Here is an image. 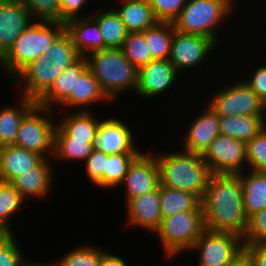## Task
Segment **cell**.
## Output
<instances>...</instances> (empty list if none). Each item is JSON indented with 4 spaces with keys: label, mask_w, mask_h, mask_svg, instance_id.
Wrapping results in <instances>:
<instances>
[{
    "label": "cell",
    "mask_w": 266,
    "mask_h": 266,
    "mask_svg": "<svg viewBox=\"0 0 266 266\" xmlns=\"http://www.w3.org/2000/svg\"><path fill=\"white\" fill-rule=\"evenodd\" d=\"M227 266H252L251 259L248 254L243 250L238 256L230 262Z\"/></svg>",
    "instance_id": "c3c4849f"
},
{
    "label": "cell",
    "mask_w": 266,
    "mask_h": 266,
    "mask_svg": "<svg viewBox=\"0 0 266 266\" xmlns=\"http://www.w3.org/2000/svg\"><path fill=\"white\" fill-rule=\"evenodd\" d=\"M243 250L251 259L252 266H266V243L244 244Z\"/></svg>",
    "instance_id": "bcb514c9"
},
{
    "label": "cell",
    "mask_w": 266,
    "mask_h": 266,
    "mask_svg": "<svg viewBox=\"0 0 266 266\" xmlns=\"http://www.w3.org/2000/svg\"><path fill=\"white\" fill-rule=\"evenodd\" d=\"M121 185L126 189L125 204L132 198L157 189L160 185V171L154 152L142 151L129 166Z\"/></svg>",
    "instance_id": "7c38bea8"
},
{
    "label": "cell",
    "mask_w": 266,
    "mask_h": 266,
    "mask_svg": "<svg viewBox=\"0 0 266 266\" xmlns=\"http://www.w3.org/2000/svg\"><path fill=\"white\" fill-rule=\"evenodd\" d=\"M89 0H59L60 2V22L81 17V11Z\"/></svg>",
    "instance_id": "f6af8a7d"
},
{
    "label": "cell",
    "mask_w": 266,
    "mask_h": 266,
    "mask_svg": "<svg viewBox=\"0 0 266 266\" xmlns=\"http://www.w3.org/2000/svg\"><path fill=\"white\" fill-rule=\"evenodd\" d=\"M105 250L91 244L78 246L55 261L57 266H99Z\"/></svg>",
    "instance_id": "e575fe53"
},
{
    "label": "cell",
    "mask_w": 266,
    "mask_h": 266,
    "mask_svg": "<svg viewBox=\"0 0 266 266\" xmlns=\"http://www.w3.org/2000/svg\"><path fill=\"white\" fill-rule=\"evenodd\" d=\"M66 68L51 64V60L46 55H41L11 81L15 82L12 83L15 86H21V96L37 101Z\"/></svg>",
    "instance_id": "4fadbf2b"
},
{
    "label": "cell",
    "mask_w": 266,
    "mask_h": 266,
    "mask_svg": "<svg viewBox=\"0 0 266 266\" xmlns=\"http://www.w3.org/2000/svg\"><path fill=\"white\" fill-rule=\"evenodd\" d=\"M264 117H265V121H266V101L264 102Z\"/></svg>",
    "instance_id": "f907efd6"
},
{
    "label": "cell",
    "mask_w": 266,
    "mask_h": 266,
    "mask_svg": "<svg viewBox=\"0 0 266 266\" xmlns=\"http://www.w3.org/2000/svg\"><path fill=\"white\" fill-rule=\"evenodd\" d=\"M218 43L208 37L174 31L168 60L180 75L183 71L195 68L209 59ZM211 52V53H210Z\"/></svg>",
    "instance_id": "8fae6325"
},
{
    "label": "cell",
    "mask_w": 266,
    "mask_h": 266,
    "mask_svg": "<svg viewBox=\"0 0 266 266\" xmlns=\"http://www.w3.org/2000/svg\"><path fill=\"white\" fill-rule=\"evenodd\" d=\"M26 201L11 183L0 181V234L14 233L10 218L22 210Z\"/></svg>",
    "instance_id": "d6a6232c"
},
{
    "label": "cell",
    "mask_w": 266,
    "mask_h": 266,
    "mask_svg": "<svg viewBox=\"0 0 266 266\" xmlns=\"http://www.w3.org/2000/svg\"><path fill=\"white\" fill-rule=\"evenodd\" d=\"M87 69L85 57H80L55 79L51 87L36 101V104L55 110V106H58L70 94V91H74L76 79Z\"/></svg>",
    "instance_id": "603a6c76"
},
{
    "label": "cell",
    "mask_w": 266,
    "mask_h": 266,
    "mask_svg": "<svg viewBox=\"0 0 266 266\" xmlns=\"http://www.w3.org/2000/svg\"><path fill=\"white\" fill-rule=\"evenodd\" d=\"M244 211L249 218L266 208V173L246 170L240 173Z\"/></svg>",
    "instance_id": "484cf974"
},
{
    "label": "cell",
    "mask_w": 266,
    "mask_h": 266,
    "mask_svg": "<svg viewBox=\"0 0 266 266\" xmlns=\"http://www.w3.org/2000/svg\"><path fill=\"white\" fill-rule=\"evenodd\" d=\"M43 159L41 155L15 145L0 147V181L11 183L17 176L36 167Z\"/></svg>",
    "instance_id": "44dd1931"
},
{
    "label": "cell",
    "mask_w": 266,
    "mask_h": 266,
    "mask_svg": "<svg viewBox=\"0 0 266 266\" xmlns=\"http://www.w3.org/2000/svg\"><path fill=\"white\" fill-rule=\"evenodd\" d=\"M33 262V263H32ZM28 262V260L24 263V266H57V264L55 263V261L53 263H41V262Z\"/></svg>",
    "instance_id": "681fc988"
},
{
    "label": "cell",
    "mask_w": 266,
    "mask_h": 266,
    "mask_svg": "<svg viewBox=\"0 0 266 266\" xmlns=\"http://www.w3.org/2000/svg\"><path fill=\"white\" fill-rule=\"evenodd\" d=\"M54 111L56 113V110L36 104L21 121L14 145L43 158H52L56 128V122L52 118L57 117Z\"/></svg>",
    "instance_id": "52a82bcc"
},
{
    "label": "cell",
    "mask_w": 266,
    "mask_h": 266,
    "mask_svg": "<svg viewBox=\"0 0 266 266\" xmlns=\"http://www.w3.org/2000/svg\"><path fill=\"white\" fill-rule=\"evenodd\" d=\"M121 49L124 56L138 69L154 60L142 32L128 33Z\"/></svg>",
    "instance_id": "d590c367"
},
{
    "label": "cell",
    "mask_w": 266,
    "mask_h": 266,
    "mask_svg": "<svg viewBox=\"0 0 266 266\" xmlns=\"http://www.w3.org/2000/svg\"><path fill=\"white\" fill-rule=\"evenodd\" d=\"M126 221L129 227L141 228L155 233L160 227V185L157 189L132 198L126 205Z\"/></svg>",
    "instance_id": "e0dca14e"
},
{
    "label": "cell",
    "mask_w": 266,
    "mask_h": 266,
    "mask_svg": "<svg viewBox=\"0 0 266 266\" xmlns=\"http://www.w3.org/2000/svg\"><path fill=\"white\" fill-rule=\"evenodd\" d=\"M205 229L241 237L247 230L240 174H211L201 200Z\"/></svg>",
    "instance_id": "6da1fadb"
},
{
    "label": "cell",
    "mask_w": 266,
    "mask_h": 266,
    "mask_svg": "<svg viewBox=\"0 0 266 266\" xmlns=\"http://www.w3.org/2000/svg\"><path fill=\"white\" fill-rule=\"evenodd\" d=\"M154 154L161 185L193 193L202 200L212 173L201 154L183 149Z\"/></svg>",
    "instance_id": "3957f363"
},
{
    "label": "cell",
    "mask_w": 266,
    "mask_h": 266,
    "mask_svg": "<svg viewBox=\"0 0 266 266\" xmlns=\"http://www.w3.org/2000/svg\"><path fill=\"white\" fill-rule=\"evenodd\" d=\"M90 15L97 21L104 38V48H121L127 38V30L114 8L98 9ZM103 11V12H102Z\"/></svg>",
    "instance_id": "4dcf8cb0"
},
{
    "label": "cell",
    "mask_w": 266,
    "mask_h": 266,
    "mask_svg": "<svg viewBox=\"0 0 266 266\" xmlns=\"http://www.w3.org/2000/svg\"><path fill=\"white\" fill-rule=\"evenodd\" d=\"M160 211L162 218H166L184 211L203 210L201 200L195 194L160 184Z\"/></svg>",
    "instance_id": "f546056e"
},
{
    "label": "cell",
    "mask_w": 266,
    "mask_h": 266,
    "mask_svg": "<svg viewBox=\"0 0 266 266\" xmlns=\"http://www.w3.org/2000/svg\"><path fill=\"white\" fill-rule=\"evenodd\" d=\"M65 31L64 22L33 20L15 43L0 58L5 76L13 80L27 65L45 55L55 40Z\"/></svg>",
    "instance_id": "7a4b0ae2"
},
{
    "label": "cell",
    "mask_w": 266,
    "mask_h": 266,
    "mask_svg": "<svg viewBox=\"0 0 266 266\" xmlns=\"http://www.w3.org/2000/svg\"><path fill=\"white\" fill-rule=\"evenodd\" d=\"M49 160L44 158L36 167L17 176L11 184L27 200L28 198L46 199L51 192L54 169ZM53 172V173H52ZM52 182V183H51Z\"/></svg>",
    "instance_id": "ffe728a7"
},
{
    "label": "cell",
    "mask_w": 266,
    "mask_h": 266,
    "mask_svg": "<svg viewBox=\"0 0 266 266\" xmlns=\"http://www.w3.org/2000/svg\"><path fill=\"white\" fill-rule=\"evenodd\" d=\"M264 127H266L264 116H220V134L238 139L244 143L249 142Z\"/></svg>",
    "instance_id": "83f0119b"
},
{
    "label": "cell",
    "mask_w": 266,
    "mask_h": 266,
    "mask_svg": "<svg viewBox=\"0 0 266 266\" xmlns=\"http://www.w3.org/2000/svg\"><path fill=\"white\" fill-rule=\"evenodd\" d=\"M243 237L205 229L191 251H198L197 266H227L243 251Z\"/></svg>",
    "instance_id": "9c48e42d"
},
{
    "label": "cell",
    "mask_w": 266,
    "mask_h": 266,
    "mask_svg": "<svg viewBox=\"0 0 266 266\" xmlns=\"http://www.w3.org/2000/svg\"><path fill=\"white\" fill-rule=\"evenodd\" d=\"M14 233L0 234V266H24L25 255Z\"/></svg>",
    "instance_id": "ab89813d"
},
{
    "label": "cell",
    "mask_w": 266,
    "mask_h": 266,
    "mask_svg": "<svg viewBox=\"0 0 266 266\" xmlns=\"http://www.w3.org/2000/svg\"><path fill=\"white\" fill-rule=\"evenodd\" d=\"M65 32L69 35L77 53L85 57L94 51L104 49V38L97 21L91 15H84L64 22Z\"/></svg>",
    "instance_id": "d6986e66"
},
{
    "label": "cell",
    "mask_w": 266,
    "mask_h": 266,
    "mask_svg": "<svg viewBox=\"0 0 266 266\" xmlns=\"http://www.w3.org/2000/svg\"><path fill=\"white\" fill-rule=\"evenodd\" d=\"M92 111H71L56 125L69 137L80 141H96L100 118Z\"/></svg>",
    "instance_id": "cb8c5ba5"
},
{
    "label": "cell",
    "mask_w": 266,
    "mask_h": 266,
    "mask_svg": "<svg viewBox=\"0 0 266 266\" xmlns=\"http://www.w3.org/2000/svg\"><path fill=\"white\" fill-rule=\"evenodd\" d=\"M157 21L173 22L188 0H148Z\"/></svg>",
    "instance_id": "60d3db41"
},
{
    "label": "cell",
    "mask_w": 266,
    "mask_h": 266,
    "mask_svg": "<svg viewBox=\"0 0 266 266\" xmlns=\"http://www.w3.org/2000/svg\"><path fill=\"white\" fill-rule=\"evenodd\" d=\"M204 108L187 128L182 147L183 150L201 155L220 134V116L207 103Z\"/></svg>",
    "instance_id": "2e32d148"
},
{
    "label": "cell",
    "mask_w": 266,
    "mask_h": 266,
    "mask_svg": "<svg viewBox=\"0 0 266 266\" xmlns=\"http://www.w3.org/2000/svg\"><path fill=\"white\" fill-rule=\"evenodd\" d=\"M34 20L60 22L59 0H18Z\"/></svg>",
    "instance_id": "f35d334b"
},
{
    "label": "cell",
    "mask_w": 266,
    "mask_h": 266,
    "mask_svg": "<svg viewBox=\"0 0 266 266\" xmlns=\"http://www.w3.org/2000/svg\"><path fill=\"white\" fill-rule=\"evenodd\" d=\"M108 154L98 151L96 148L85 160V171L94 186L103 188V175Z\"/></svg>",
    "instance_id": "7bdbcfd3"
},
{
    "label": "cell",
    "mask_w": 266,
    "mask_h": 266,
    "mask_svg": "<svg viewBox=\"0 0 266 266\" xmlns=\"http://www.w3.org/2000/svg\"><path fill=\"white\" fill-rule=\"evenodd\" d=\"M45 55L51 60V64L57 67H69L81 57L65 31L49 47Z\"/></svg>",
    "instance_id": "8d00e7d4"
},
{
    "label": "cell",
    "mask_w": 266,
    "mask_h": 266,
    "mask_svg": "<svg viewBox=\"0 0 266 266\" xmlns=\"http://www.w3.org/2000/svg\"><path fill=\"white\" fill-rule=\"evenodd\" d=\"M224 84L220 91L207 98V104L219 115L264 116V102L243 81ZM226 85V86H225ZM224 88V89H223Z\"/></svg>",
    "instance_id": "ba28073f"
},
{
    "label": "cell",
    "mask_w": 266,
    "mask_h": 266,
    "mask_svg": "<svg viewBox=\"0 0 266 266\" xmlns=\"http://www.w3.org/2000/svg\"><path fill=\"white\" fill-rule=\"evenodd\" d=\"M174 31L173 22L157 21L152 27L142 32L154 60L169 58Z\"/></svg>",
    "instance_id": "1f68e13d"
},
{
    "label": "cell",
    "mask_w": 266,
    "mask_h": 266,
    "mask_svg": "<svg viewBox=\"0 0 266 266\" xmlns=\"http://www.w3.org/2000/svg\"><path fill=\"white\" fill-rule=\"evenodd\" d=\"M243 81L247 86L263 101H266V65L262 64L251 74L247 80Z\"/></svg>",
    "instance_id": "ee69618b"
},
{
    "label": "cell",
    "mask_w": 266,
    "mask_h": 266,
    "mask_svg": "<svg viewBox=\"0 0 266 266\" xmlns=\"http://www.w3.org/2000/svg\"><path fill=\"white\" fill-rule=\"evenodd\" d=\"M126 260L106 250L101 258L99 266H127Z\"/></svg>",
    "instance_id": "7dc6e473"
},
{
    "label": "cell",
    "mask_w": 266,
    "mask_h": 266,
    "mask_svg": "<svg viewBox=\"0 0 266 266\" xmlns=\"http://www.w3.org/2000/svg\"><path fill=\"white\" fill-rule=\"evenodd\" d=\"M236 3V0H188L173 21L174 28L182 33L208 37L220 45L218 29L238 8L234 7Z\"/></svg>",
    "instance_id": "5b68a950"
},
{
    "label": "cell",
    "mask_w": 266,
    "mask_h": 266,
    "mask_svg": "<svg viewBox=\"0 0 266 266\" xmlns=\"http://www.w3.org/2000/svg\"><path fill=\"white\" fill-rule=\"evenodd\" d=\"M96 141H80L69 138L57 125L54 131L52 159L60 162H85L95 149ZM58 158V159H57Z\"/></svg>",
    "instance_id": "f1b7e54d"
},
{
    "label": "cell",
    "mask_w": 266,
    "mask_h": 266,
    "mask_svg": "<svg viewBox=\"0 0 266 266\" xmlns=\"http://www.w3.org/2000/svg\"><path fill=\"white\" fill-rule=\"evenodd\" d=\"M204 230L203 211H184L162 218L155 234L162 244L163 256L170 260L190 251Z\"/></svg>",
    "instance_id": "8992f818"
},
{
    "label": "cell",
    "mask_w": 266,
    "mask_h": 266,
    "mask_svg": "<svg viewBox=\"0 0 266 266\" xmlns=\"http://www.w3.org/2000/svg\"><path fill=\"white\" fill-rule=\"evenodd\" d=\"M130 126L122 119H101L96 137L95 148L108 155L120 153H141L136 147L135 137Z\"/></svg>",
    "instance_id": "9a60e30c"
},
{
    "label": "cell",
    "mask_w": 266,
    "mask_h": 266,
    "mask_svg": "<svg viewBox=\"0 0 266 266\" xmlns=\"http://www.w3.org/2000/svg\"><path fill=\"white\" fill-rule=\"evenodd\" d=\"M243 243H266V208L252 214L248 218V225L246 233L243 236Z\"/></svg>",
    "instance_id": "b9f144b4"
},
{
    "label": "cell",
    "mask_w": 266,
    "mask_h": 266,
    "mask_svg": "<svg viewBox=\"0 0 266 266\" xmlns=\"http://www.w3.org/2000/svg\"><path fill=\"white\" fill-rule=\"evenodd\" d=\"M139 154L120 153L108 155L103 175V189L115 188L121 185L129 166Z\"/></svg>",
    "instance_id": "836d02e7"
},
{
    "label": "cell",
    "mask_w": 266,
    "mask_h": 266,
    "mask_svg": "<svg viewBox=\"0 0 266 266\" xmlns=\"http://www.w3.org/2000/svg\"><path fill=\"white\" fill-rule=\"evenodd\" d=\"M85 59L88 69L110 102L122 95V91H136L139 69L124 56L121 48L94 51L87 54Z\"/></svg>",
    "instance_id": "277c9868"
},
{
    "label": "cell",
    "mask_w": 266,
    "mask_h": 266,
    "mask_svg": "<svg viewBox=\"0 0 266 266\" xmlns=\"http://www.w3.org/2000/svg\"><path fill=\"white\" fill-rule=\"evenodd\" d=\"M34 20L18 0H0V58Z\"/></svg>",
    "instance_id": "ac0fdd59"
},
{
    "label": "cell",
    "mask_w": 266,
    "mask_h": 266,
    "mask_svg": "<svg viewBox=\"0 0 266 266\" xmlns=\"http://www.w3.org/2000/svg\"><path fill=\"white\" fill-rule=\"evenodd\" d=\"M102 101L108 103L110 100L101 90L98 80L87 69L76 79L74 91H70V94L58 106L71 107L73 110L78 108L77 111H90L88 108L91 105L102 103Z\"/></svg>",
    "instance_id": "7402d4cb"
},
{
    "label": "cell",
    "mask_w": 266,
    "mask_h": 266,
    "mask_svg": "<svg viewBox=\"0 0 266 266\" xmlns=\"http://www.w3.org/2000/svg\"><path fill=\"white\" fill-rule=\"evenodd\" d=\"M246 161L247 170L266 173V127L246 143Z\"/></svg>",
    "instance_id": "74e56055"
},
{
    "label": "cell",
    "mask_w": 266,
    "mask_h": 266,
    "mask_svg": "<svg viewBox=\"0 0 266 266\" xmlns=\"http://www.w3.org/2000/svg\"><path fill=\"white\" fill-rule=\"evenodd\" d=\"M212 174H240L247 170L246 143L219 134L202 154Z\"/></svg>",
    "instance_id": "30bf717a"
},
{
    "label": "cell",
    "mask_w": 266,
    "mask_h": 266,
    "mask_svg": "<svg viewBox=\"0 0 266 266\" xmlns=\"http://www.w3.org/2000/svg\"><path fill=\"white\" fill-rule=\"evenodd\" d=\"M17 107L0 108V147L14 145L19 126L25 115L36 105V101L20 95Z\"/></svg>",
    "instance_id": "4316f807"
},
{
    "label": "cell",
    "mask_w": 266,
    "mask_h": 266,
    "mask_svg": "<svg viewBox=\"0 0 266 266\" xmlns=\"http://www.w3.org/2000/svg\"><path fill=\"white\" fill-rule=\"evenodd\" d=\"M121 3L114 10L128 33L143 32L157 22L148 0H121Z\"/></svg>",
    "instance_id": "d4e9b609"
},
{
    "label": "cell",
    "mask_w": 266,
    "mask_h": 266,
    "mask_svg": "<svg viewBox=\"0 0 266 266\" xmlns=\"http://www.w3.org/2000/svg\"><path fill=\"white\" fill-rule=\"evenodd\" d=\"M178 73L168 59H156L139 68L138 85L134 94L152 98L170 91L178 80Z\"/></svg>",
    "instance_id": "5bb4252c"
}]
</instances>
